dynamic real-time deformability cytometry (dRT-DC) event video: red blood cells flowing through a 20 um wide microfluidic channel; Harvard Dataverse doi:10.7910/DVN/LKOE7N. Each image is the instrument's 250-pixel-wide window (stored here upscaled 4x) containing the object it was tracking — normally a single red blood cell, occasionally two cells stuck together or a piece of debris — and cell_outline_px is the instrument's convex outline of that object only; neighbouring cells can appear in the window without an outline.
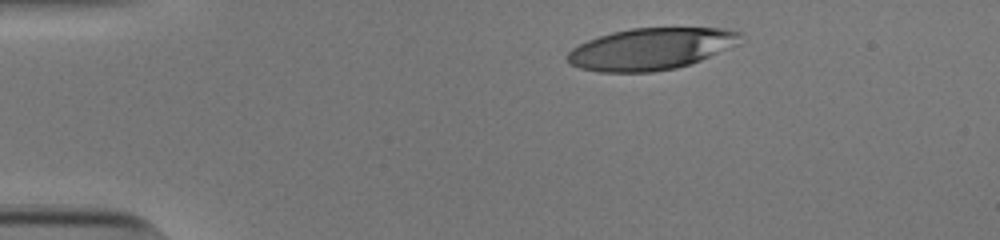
{"species": "human", "species_latin": "Homo sapiens", "temperature_condition": "cold", "stored_images_in_passage": 35, "camera_frame_rate_fps": 3000, "um_per_image_px": 0.085, "donor": {"sex": "male"}, "frame": {"image": 1, "passage_image": 1, "time_ms": 0.0, "image_size_px": [1000, 240], "cell_outline_px": [[744, 32], [740, 44], [700, 60], [676, 68], [652, 72], [600, 72], [580, 68], [572, 64], [568, 60], [568, 52], [572, 48], [588, 40], [612, 32], [632, 28], [724, 28]], "centroid_in_image_um": [55.39, 4.15], "position_along_channel_um": 29.6, "area_um2": 42.08}}
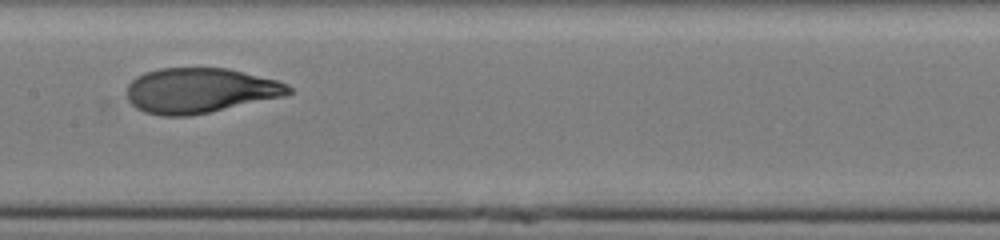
{"frame": {"image": 2, "passage_image": 19, "time_ms": 6.0, "image_size_px": [1000, 240], "cell_outline_px": [[292, 92], [284, 96], [208, 112], [188, 116], [160, 116], [144, 112], [136, 108], [128, 100], [124, 92], [128, 84], [136, 76], [144, 72], [160, 68], [228, 68], [276, 80], [288, 84], [292, 88]], "centroid_in_image_um": [16.94, 7.69], "position_along_channel_um": 190.5, "area_um2": 42.6}}
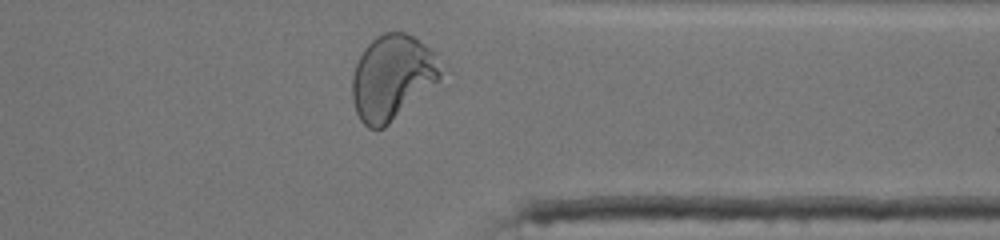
{"frame": {"image": 3, "passage_image": 34, "time_ms": 11.0, "image_size_px": [1000, 240], "cell_outline_px": [[444, 88], [384, 128], [368, 128], [360, 120], [356, 112], [352, 100], [352, 76], [356, 64], [364, 48], [376, 36], [384, 32], [404, 32], [412, 36], [436, 52]], "centroid_in_image_um": [33.46, 6.66], "position_along_channel_um": 377.9, "area_um2": 46.07}, "authors_computed_cell_mechanics": {"area_um2": 42.5986, "velocity_mm_per_s": 3.8258, "shape_relaxation_time_tau1_ms": 5.101, "shape_relaxation_time_tau2_ms": 0.8091, "deformation_change_tau1": 0.2567, "deformation_change_tau2": 0.0615}}